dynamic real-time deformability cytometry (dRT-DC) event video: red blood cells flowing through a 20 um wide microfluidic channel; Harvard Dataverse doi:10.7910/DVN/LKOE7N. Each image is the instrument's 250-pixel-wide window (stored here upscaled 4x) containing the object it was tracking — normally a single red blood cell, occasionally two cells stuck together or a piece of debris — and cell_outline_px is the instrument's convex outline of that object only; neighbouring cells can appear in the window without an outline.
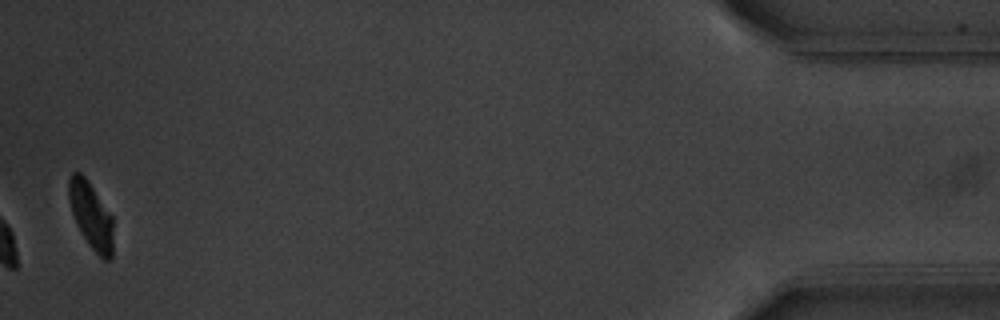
{"species": "common noctule bat (a hibernating species)", "species_latin": "Nyctalus noctula", "temperature_condition": "warm", "stored_images_in_passage": 38, "camera_frame_rate_fps": 3000, "um_per_image_px": 0.085, "animal": {"sex": "male", "body_mass_g": 20.1, "forearm_length_mm": 53.5}, "frame": {"image": 1, "passage_image": 38, "time_ms": 12.333, "image_size_px": [1000, 320], "cell_outline_px": [[112, 256], [108, 260], [104, 260], [92, 248], [80, 232], [76, 224], [68, 200], [68, 180], [72, 172], [80, 172], [88, 180], [112, 216]], "centroid_in_image_um": [7.71, 18.28], "position_along_channel_um": 427.5, "area_um2": 17.11}, "authors_computed_cell_mechanics": {"area_um2": 18.3515, "velocity_mm_per_s": 3.6805, "shape_relaxation_time_tau1_ms": 2.1893, "shape_relaxation_time_tau2_ms": null, "deformation_change_tau1": 0.135, "deformation_change_tau2": null}}